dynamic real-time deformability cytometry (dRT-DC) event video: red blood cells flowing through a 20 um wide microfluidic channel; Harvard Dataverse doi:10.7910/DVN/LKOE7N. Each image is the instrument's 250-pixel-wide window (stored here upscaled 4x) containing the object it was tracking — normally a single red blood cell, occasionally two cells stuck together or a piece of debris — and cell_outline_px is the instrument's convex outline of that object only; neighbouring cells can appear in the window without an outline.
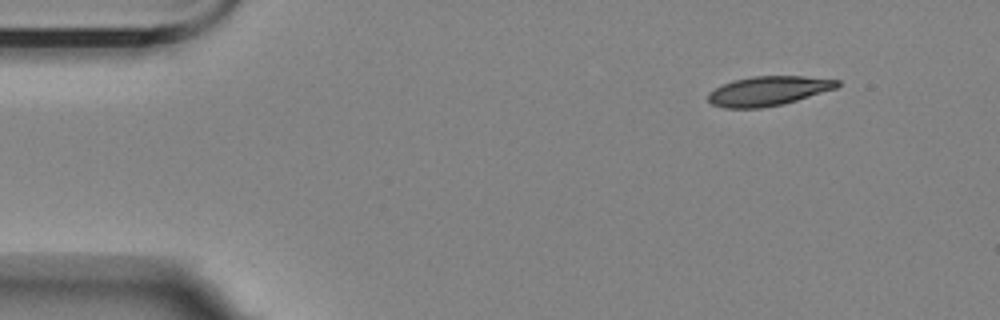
{"species": "Egyptian fruit bat (a non-hibernating species)", "species_latin": "Rousettus aegyptiacus", "temperature_condition": "room temperature", "stored_images_in_passage": 5, "camera_frame_rate_fps": 3000, "um_per_image_px": 0.085, "animal": {"sex": "female"}, "frame": {"image": 1, "passage_image": 1, "time_ms": 0.0, "image_size_px": [1000, 320], "cell_outline_px": [[840, 84], [836, 88], [784, 104], [760, 108], [724, 108], [712, 104], [708, 100], [708, 92], [732, 80], [752, 76], [804, 76], [840, 80]], "centroid_in_image_um": [65.3, 7.73], "position_along_channel_um": 19.7, "area_um2": 22.14}}
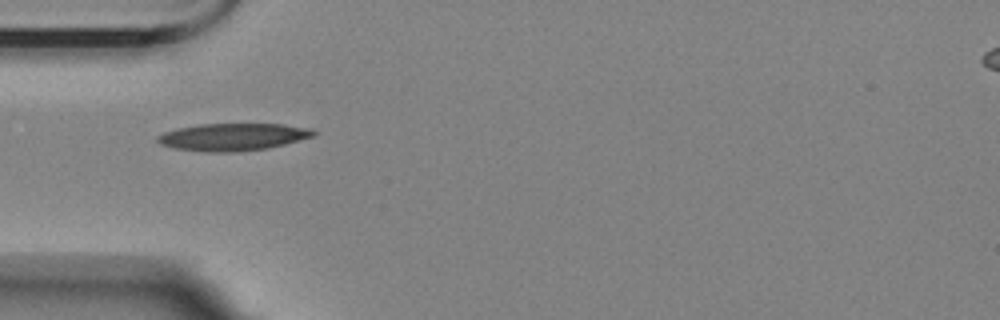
{"frame": {"image": 2, "passage_image": 4, "time_ms": 3.667, "image_size_px": [1000, 320], "cell_outline_px": [[316, 136], [268, 148], [240, 152], [204, 152], [176, 148], [160, 144], [156, 140], [156, 136], [164, 132], [176, 128], [200, 124], [284, 124], [312, 128], [316, 132]], "centroid_in_image_um": [19.81, 11.64], "position_along_channel_um": 65.2, "area_um2": 25.09}}
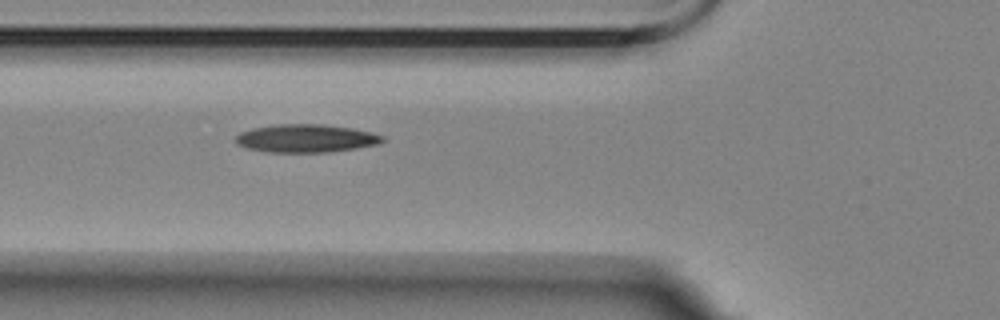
{"frame": {"image": 3, "passage_image": 5, "time_ms": 4.667, "image_size_px": [1000, 320], "cell_outline_px": [[384, 140], [380, 144], [332, 152], [268, 152], [248, 148], [236, 144], [232, 140], [240, 132], [252, 128], [272, 124], [324, 124], [352, 128], [372, 132], [384, 136]], "centroid_in_image_um": [25.99, 11.75], "position_along_channel_um": 99.8, "area_um2": 24.33}}